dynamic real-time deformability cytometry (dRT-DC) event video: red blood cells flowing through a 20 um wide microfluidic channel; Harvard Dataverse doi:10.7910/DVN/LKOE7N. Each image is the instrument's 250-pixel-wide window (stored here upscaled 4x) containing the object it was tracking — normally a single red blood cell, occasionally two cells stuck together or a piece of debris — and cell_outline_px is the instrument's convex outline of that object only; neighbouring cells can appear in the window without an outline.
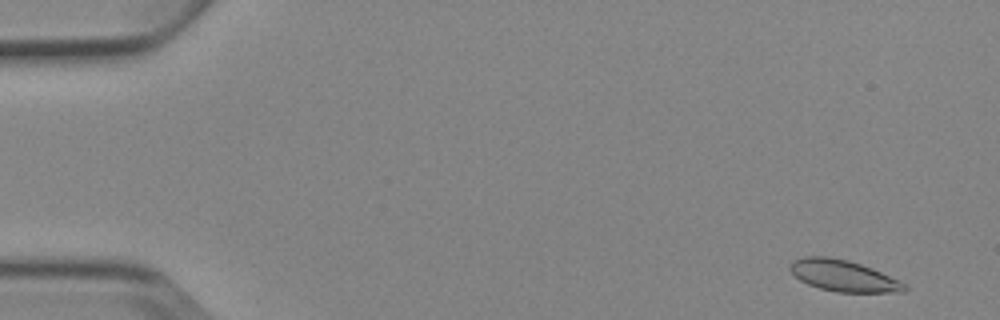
{"species": "Egyptian fruit bat (a non-hibernating species)", "species_latin": "Rousettus aegyptiacus", "temperature_condition": "cold", "stored_images_in_passage": 6, "camera_frame_rate_fps": 3000, "um_per_image_px": 0.085, "animal": {"sex": "female"}, "frame": {"image": 1, "passage_image": 1, "time_ms": 0.0, "image_size_px": [1000, 320], "cell_outline_px": [[908, 288], [904, 292], [836, 292], [820, 288], [808, 284], [800, 280], [788, 268], [792, 260], [804, 256], [828, 256], [848, 260], [872, 268], [900, 280], [908, 284]], "centroid_in_image_um": [71.71, 23.43], "position_along_channel_um": 13.3, "area_um2": 21.04}}
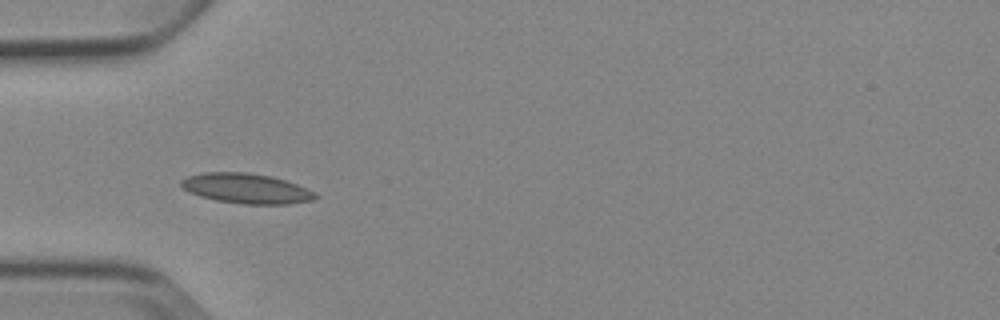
{"frame": {"image": 2, "passage_image": 5, "time_ms": 4.667, "image_size_px": [1000, 320], "cell_outline_px": [[320, 196], [312, 200], [288, 204], [244, 204], [216, 200], [200, 196], [184, 188], [180, 184], [180, 180], [188, 176], [204, 172], [244, 172], [272, 176], [308, 188], [316, 192]], "centroid_in_image_um": [20.98, 16.01], "position_along_channel_um": 64.0, "area_um2": 23.41}}
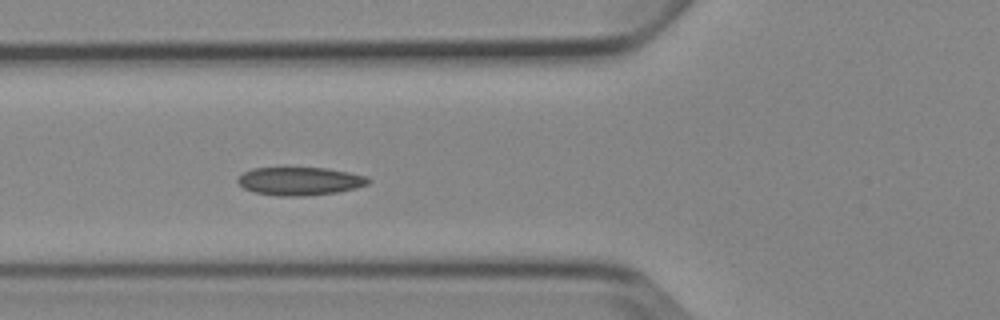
{"frame": {"image": 3, "passage_image": 6, "time_ms": 5.667, "image_size_px": [1000, 320], "cell_outline_px": [[372, 180], [368, 184], [356, 188], [336, 192], [304, 196], [276, 196], [256, 192], [244, 188], [236, 180], [244, 172], [252, 168], [328, 168], [368, 176]], "centroid_in_image_um": [25.52, 15.39], "position_along_channel_um": 100.3, "area_um2": 21.39}}